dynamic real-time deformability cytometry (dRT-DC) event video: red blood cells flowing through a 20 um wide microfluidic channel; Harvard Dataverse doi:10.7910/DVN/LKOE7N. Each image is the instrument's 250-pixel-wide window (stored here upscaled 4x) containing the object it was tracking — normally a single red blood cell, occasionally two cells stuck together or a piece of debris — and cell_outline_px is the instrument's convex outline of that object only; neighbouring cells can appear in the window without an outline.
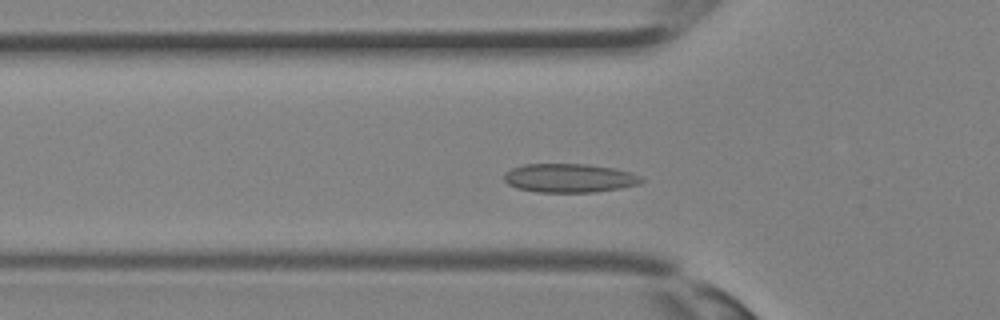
{"species": "Egyptian fruit bat (a non-hibernating species)", "species_latin": "Rousettus aegyptiacus", "temperature_condition": "room temperature", "stored_images_in_passage": 32, "camera_frame_rate_fps": 3000, "um_per_image_px": 0.085, "animal": {"sex": "female"}, "frame": {"image": 1, "passage_image": 9, "time_ms": 2.667, "image_size_px": [1000, 320], "cell_outline_px": [[644, 180], [640, 184], [620, 188], [592, 192], [536, 192], [516, 188], [508, 184], [504, 180], [504, 172], [512, 168], [524, 164], [588, 164], [616, 168], [632, 172], [640, 176]], "centroid_in_image_um": [48.4, 15.13], "position_along_channel_um": 77.4, "area_um2": 23.24}}
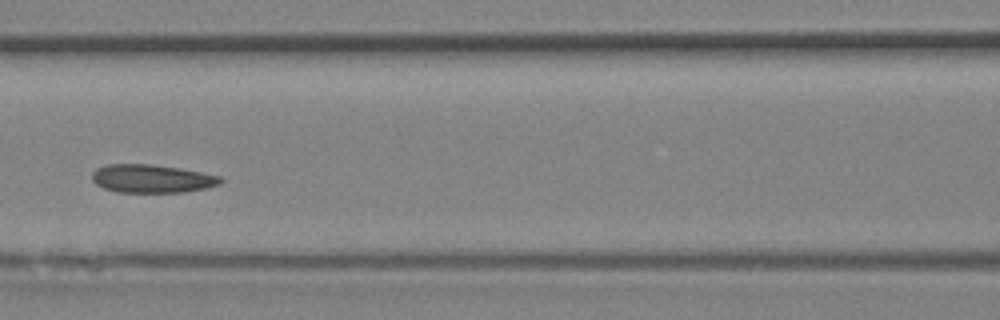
{"frame": {"image": 2, "passage_image": 13, "time_ms": 4.0, "image_size_px": [1000, 320], "cell_outline_px": [[224, 180], [220, 184], [204, 188], [184, 192], [116, 192], [104, 188], [96, 184], [92, 180], [92, 172], [96, 168], [108, 164], [152, 164], [180, 168], [220, 176]], "centroid_in_image_um": [12.89, 15.18], "position_along_channel_um": 153.7, "area_um2": 21.15}}
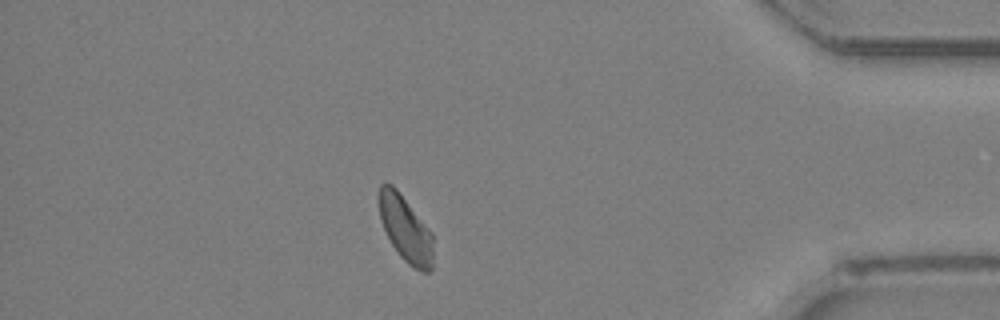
{"frame": {"image": 3, "passage_image": 28, "time_ms": 9.0, "image_size_px": [1000, 320], "cell_outline_px": [[432, 268], [428, 272], [420, 272], [408, 264], [400, 256], [392, 244], [380, 220], [376, 196], [380, 184], [392, 184], [396, 188], [432, 232]], "centroid_in_image_um": [34.43, 19.42], "position_along_channel_um": 400.8, "area_um2": 20.92}}